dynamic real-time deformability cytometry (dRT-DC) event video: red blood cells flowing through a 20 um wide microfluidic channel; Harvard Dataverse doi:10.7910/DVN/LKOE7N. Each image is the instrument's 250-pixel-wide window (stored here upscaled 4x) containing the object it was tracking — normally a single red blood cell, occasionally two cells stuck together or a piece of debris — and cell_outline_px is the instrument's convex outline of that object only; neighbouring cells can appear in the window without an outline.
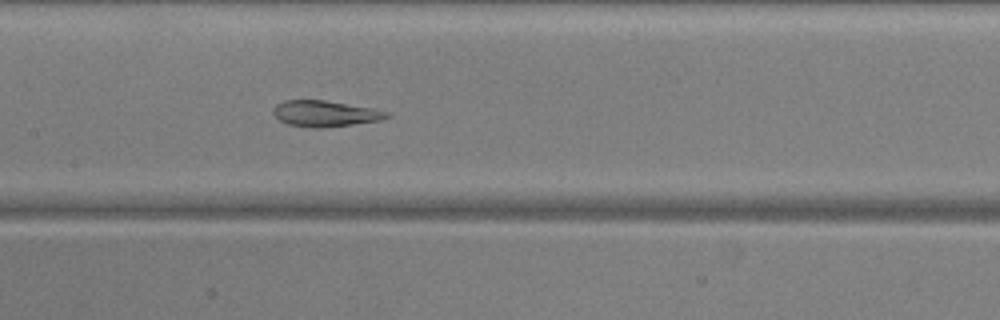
{"species": "common noctule bat (a hibernating species)", "species_latin": "Nyctalus noctula", "temperature_condition": "warm", "stored_images_in_passage": 43, "camera_frame_rate_fps": 3000, "um_per_image_px": 0.085, "animal": {"sex": "male", "body_mass_g": 20.5, "forearm_length_mm": 52.5}, "frame": {"image": 1, "passage_image": 24, "time_ms": 7.667, "image_size_px": [1000, 320], "cell_outline_px": [[392, 116], [380, 120], [352, 124], [320, 128], [312, 128], [288, 124], [280, 120], [272, 112], [272, 108], [276, 104], [284, 100], [324, 100], [372, 108], [392, 112]], "centroid_in_image_um": [27.65, 9.65], "position_along_channel_um": 179.8, "area_um2": 17.22}}
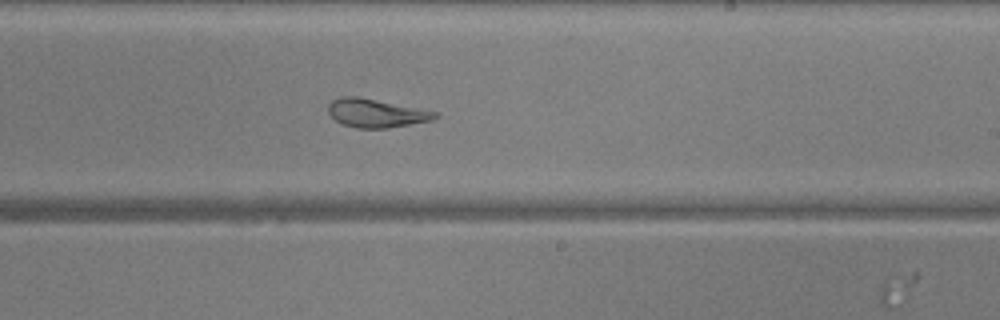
{"frame": {"image": 2, "passage_image": 30, "time_ms": 9.667, "image_size_px": [1000, 320], "cell_outline_px": [[440, 116], [432, 120], [388, 128], [356, 128], [340, 124], [328, 112], [328, 104], [332, 100], [340, 96], [360, 96], [440, 112]], "centroid_in_image_um": [31.98, 9.6], "position_along_channel_um": 257.0, "area_um2": 18.03}}
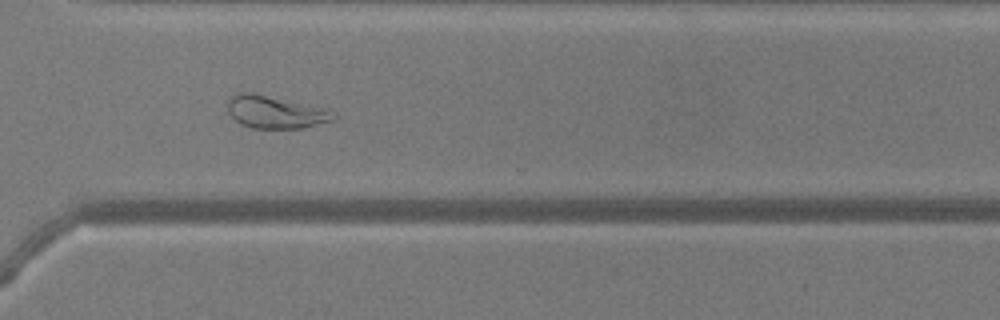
{"frame": {"image": 3, "passage_image": 37, "time_ms": 12.0, "image_size_px": [1000, 320], "cell_outline_px": [[336, 120], [300, 128], [252, 128], [240, 124], [228, 112], [228, 96], [236, 92], [252, 92], [328, 108], [336, 116]], "centroid_in_image_um": [23.4, 9.5], "position_along_channel_um": 347.2, "area_um2": 20.35}, "authors_computed_cell_mechanics": {"area_um2": 20.3456, "velocity_mm_per_s": 3.8805, "shape_relaxation_time_tau1_ms": null, "shape_relaxation_time_tau2_ms": 1.0951, "deformation_change_tau1": null, "deformation_change_tau2": 0.061}}